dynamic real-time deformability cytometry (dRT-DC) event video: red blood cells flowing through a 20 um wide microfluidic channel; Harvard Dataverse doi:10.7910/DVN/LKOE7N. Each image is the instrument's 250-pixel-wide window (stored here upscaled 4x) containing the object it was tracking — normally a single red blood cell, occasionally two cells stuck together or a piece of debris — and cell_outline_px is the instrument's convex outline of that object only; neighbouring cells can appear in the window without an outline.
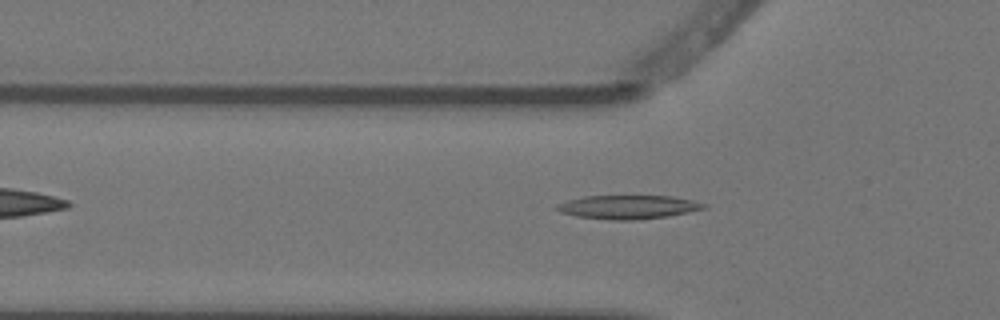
{"species": "Egyptian fruit bat (a non-hibernating species)", "species_latin": "Rousettus aegyptiacus", "temperature_condition": "warm", "stored_images_in_passage": 4, "camera_frame_rate_fps": 3000, "um_per_image_px": 0.085, "animal": {"sex": "female"}, "frame": {"image": 1, "passage_image": 4, "time_ms": 1.0, "image_size_px": [1000, 320], "cell_outline_px": [[708, 208], [668, 216], [632, 220], [608, 220], [576, 216], [560, 212], [556, 208], [556, 204], [568, 200], [584, 196], [672, 196], [692, 200], [708, 204]], "centroid_in_image_um": [53.41, 17.6], "position_along_channel_um": 72.4, "area_um2": 20.35}}